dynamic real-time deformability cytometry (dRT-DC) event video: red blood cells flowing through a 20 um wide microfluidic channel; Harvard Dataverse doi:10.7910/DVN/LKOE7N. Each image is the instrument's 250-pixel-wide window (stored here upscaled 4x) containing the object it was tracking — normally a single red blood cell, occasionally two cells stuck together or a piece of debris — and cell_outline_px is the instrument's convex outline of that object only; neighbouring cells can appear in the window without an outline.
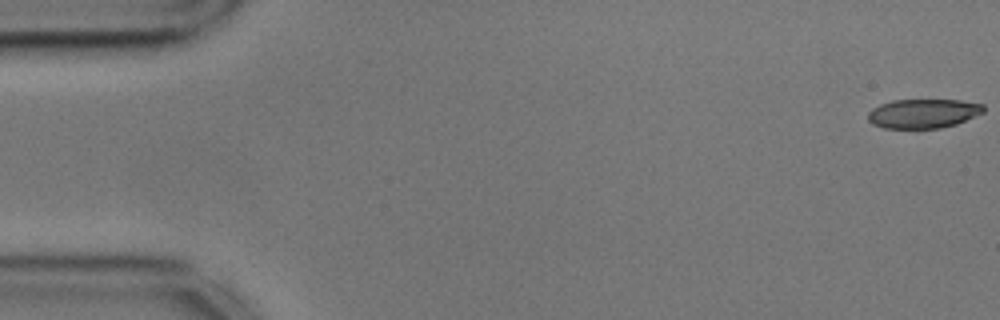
{"species": "common noctule bat (a hibernating species)", "species_latin": "Nyctalus noctula", "temperature_condition": "cold", "stored_images_in_passage": 56, "camera_frame_rate_fps": 3000, "um_per_image_px": 0.085, "animal": {"sex": "male", "body_mass_g": 17.9, "forearm_length_mm": 54.2}, "frame": {"image": 1, "passage_image": 1, "time_ms": 0.0, "image_size_px": [1000, 320], "cell_outline_px": [[984, 112], [956, 124], [940, 128], [916, 132], [884, 128], [872, 124], [868, 120], [868, 112], [872, 108], [880, 104], [892, 100], [960, 100], [984, 104]], "centroid_in_image_um": [78.43, 9.7], "position_along_channel_um": 6.6, "area_um2": 20.52}}
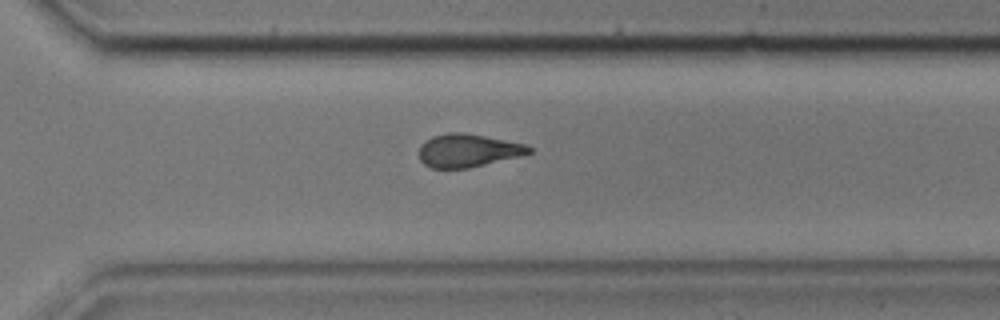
{"frame": {"image": 2, "passage_image": 39, "time_ms": 12.667, "image_size_px": [1000, 320], "cell_outline_px": [[532, 152], [520, 156], [468, 168], [432, 168], [424, 164], [420, 160], [420, 144], [432, 136], [448, 132], [460, 132], [484, 136], [524, 144], [532, 148]], "centroid_in_image_um": [39.75, 12.79], "position_along_channel_um": 330.9, "area_um2": 20.98}}
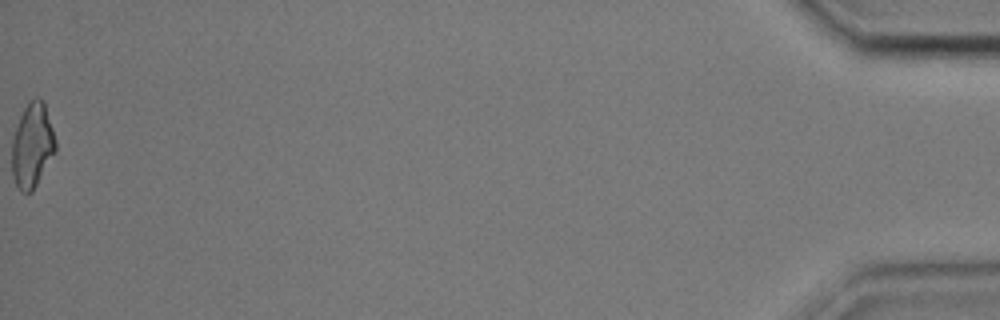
{"frame": {"image": 3, "passage_image": 56, "time_ms": 18.333, "image_size_px": [1000, 320], "cell_outline_px": [[56, 152], [32, 192], [20, 192], [12, 176], [12, 140], [20, 116], [24, 108], [36, 96], [44, 100], [56, 140]], "centroid_in_image_um": [2.75, 12.37], "position_along_channel_um": 432.4, "area_um2": 21.56}, "authors_computed_cell_mechanics": {"area_um2": 21.8195, "velocity_mm_per_s": 3.5968, "shape_relaxation_time_tau1_ms": 7.4844, "shape_relaxation_time_tau2_ms": 3.1463, "deformation_change_tau1": 0.1874, "deformation_change_tau2": 0.1023}}